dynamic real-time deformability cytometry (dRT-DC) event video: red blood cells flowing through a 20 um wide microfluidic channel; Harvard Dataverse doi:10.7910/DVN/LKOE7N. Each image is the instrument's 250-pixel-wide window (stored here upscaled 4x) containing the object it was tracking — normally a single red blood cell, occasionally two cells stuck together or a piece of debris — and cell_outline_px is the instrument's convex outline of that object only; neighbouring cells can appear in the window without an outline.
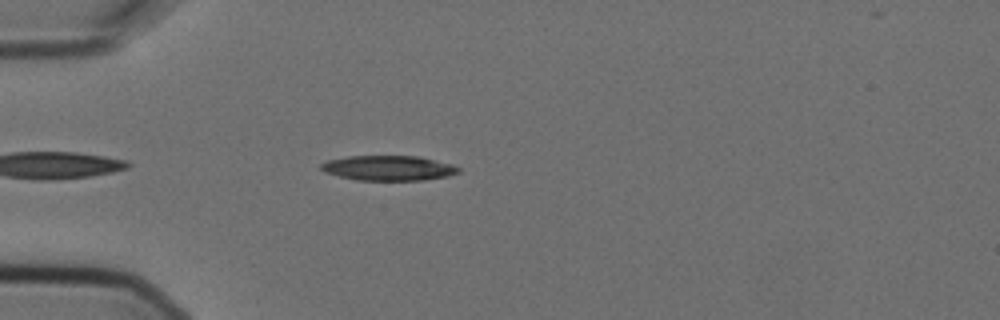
{"species": "Egyptian fruit bat (a non-hibernating species)", "species_latin": "Rousettus aegyptiacus", "temperature_condition": "cold", "stored_images_in_passage": 5, "camera_frame_rate_fps": 3000, "um_per_image_px": 0.085, "animal": {"sex": "female"}, "frame": {"image": 1, "passage_image": 4, "time_ms": 1.0, "image_size_px": [1000, 320], "cell_outline_px": [[460, 172], [448, 176], [424, 180], [356, 180], [324, 172], [320, 168], [320, 164], [328, 160], [348, 156], [416, 156], [452, 164], [460, 168]], "centroid_in_image_um": [33.02, 14.28], "position_along_channel_um": 52.0, "area_um2": 19.94}}